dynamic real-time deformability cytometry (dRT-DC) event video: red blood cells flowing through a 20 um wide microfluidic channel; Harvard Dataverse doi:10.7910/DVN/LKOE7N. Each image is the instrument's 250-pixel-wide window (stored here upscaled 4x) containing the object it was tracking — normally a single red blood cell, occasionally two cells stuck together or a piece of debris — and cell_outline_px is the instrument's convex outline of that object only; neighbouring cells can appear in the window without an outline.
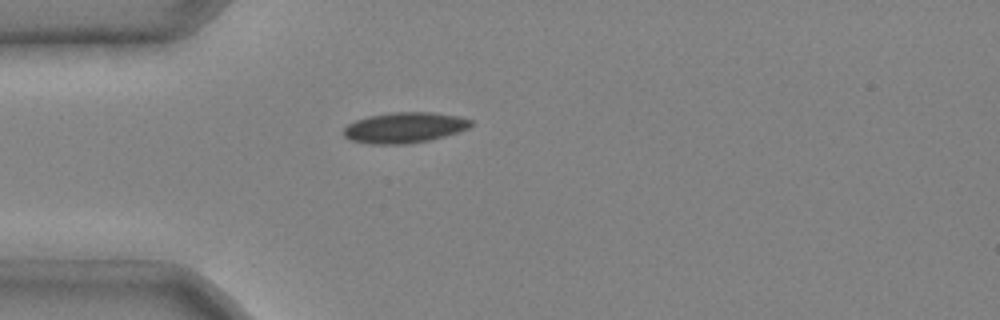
{"species": "common noctule bat (a hibernating species)", "species_latin": "Nyctalus noctula", "temperature_condition": "cold", "stored_images_in_passage": 2, "camera_frame_rate_fps": 3000, "um_per_image_px": 0.085, "animal": {"sex": "male", "body_mass_g": 20.4}, "frame": {"image": 1, "passage_image": 1, "time_ms": 0.0, "image_size_px": [1000, 320], "cell_outline_px": [[472, 124], [468, 128], [460, 132], [428, 140], [404, 144], [372, 144], [352, 140], [344, 136], [344, 128], [348, 124], [356, 120], [368, 116], [392, 112], [432, 112], [460, 116], [472, 120]], "centroid_in_image_um": [34.41, 10.84], "position_along_channel_um": 50.6, "area_um2": 22.66}}